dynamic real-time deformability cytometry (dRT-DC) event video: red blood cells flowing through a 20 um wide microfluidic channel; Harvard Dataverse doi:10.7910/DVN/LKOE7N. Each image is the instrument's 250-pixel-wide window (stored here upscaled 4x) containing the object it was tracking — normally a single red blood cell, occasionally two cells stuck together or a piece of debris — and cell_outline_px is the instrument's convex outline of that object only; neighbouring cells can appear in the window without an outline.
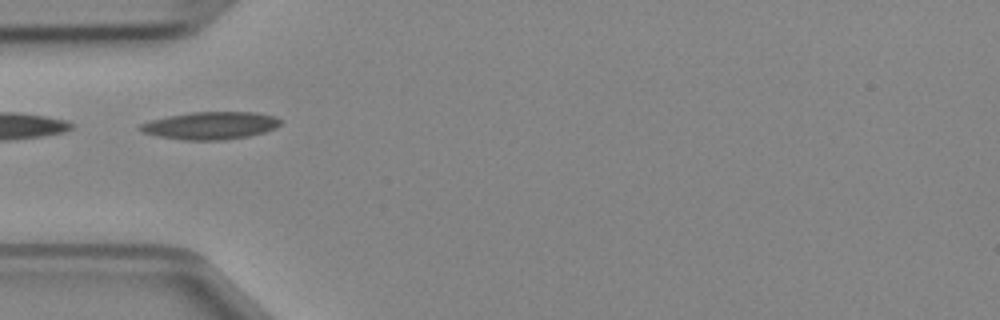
{"species": "Egyptian fruit bat (a non-hibernating species)", "species_latin": "Rousettus aegyptiacus", "temperature_condition": "cold", "stored_images_in_passage": 19, "camera_frame_rate_fps": 3000, "um_per_image_px": 0.085, "animal": {"sex": "female"}, "frame": {"image": 1, "passage_image": 1, "time_ms": 0.0, "image_size_px": [1000, 320], "cell_outline_px": [[280, 124], [276, 128], [264, 132], [248, 136], [224, 140], [184, 140], [156, 136], [144, 132], [136, 128], [140, 124], [152, 120], [168, 116], [188, 112], [256, 112], [276, 116], [280, 120]], "centroid_in_image_um": [17.89, 10.67], "position_along_channel_um": 67.1, "area_um2": 22.6}}